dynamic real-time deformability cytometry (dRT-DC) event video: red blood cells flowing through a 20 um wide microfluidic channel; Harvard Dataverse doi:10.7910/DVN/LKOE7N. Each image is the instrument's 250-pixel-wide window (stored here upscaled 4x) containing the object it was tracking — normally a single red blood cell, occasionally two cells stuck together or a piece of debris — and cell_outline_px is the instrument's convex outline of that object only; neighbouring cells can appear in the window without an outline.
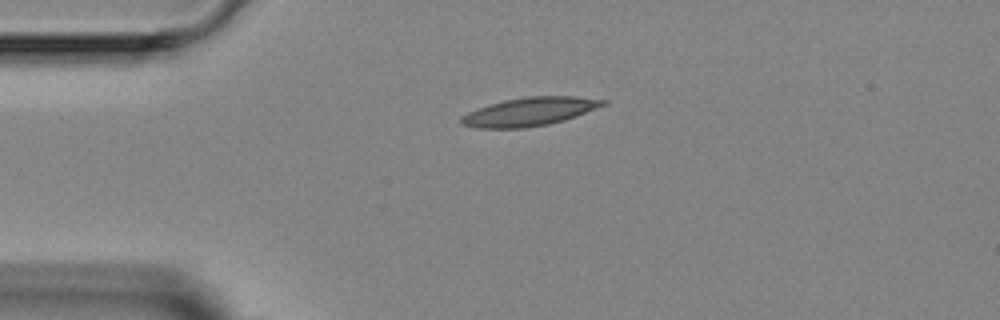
{"species": "Egyptian fruit bat (a non-hibernating species)", "species_latin": "Rousettus aegyptiacus", "temperature_condition": "room temperature", "stored_images_in_passage": 1, "camera_frame_rate_fps": 3000, "um_per_image_px": 0.085, "animal": {"sex": "female"}, "frame": {"image": 1, "passage_image": 1, "time_ms": 0.0, "image_size_px": [1000, 320], "cell_outline_px": [[608, 104], [576, 116], [564, 120], [548, 124], [524, 128], [476, 128], [460, 124], [460, 116], [476, 108], [488, 104], [504, 100], [528, 96], [576, 96], [608, 100]], "centroid_in_image_um": [45.0, 9.48], "position_along_channel_um": 40.0, "area_um2": 23.7}}